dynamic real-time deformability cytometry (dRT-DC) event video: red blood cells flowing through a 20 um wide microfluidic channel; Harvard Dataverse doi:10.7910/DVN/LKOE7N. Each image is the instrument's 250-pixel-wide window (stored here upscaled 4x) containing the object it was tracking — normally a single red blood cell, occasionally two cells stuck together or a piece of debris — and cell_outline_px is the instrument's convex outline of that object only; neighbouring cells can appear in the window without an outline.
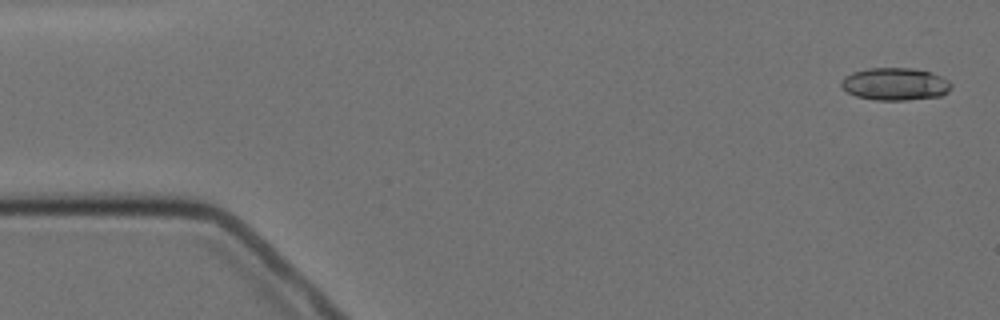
{"species": "Egyptian fruit bat (a non-hibernating species)", "species_latin": "Rousettus aegyptiacus", "temperature_condition": "cold", "stored_images_in_passage": 4, "camera_frame_rate_fps": 3000, "um_per_image_px": 0.085, "animal": {"sex": "female"}, "frame": {"image": 1, "passage_image": 1, "time_ms": 0.0, "image_size_px": [1000, 320], "cell_outline_px": [[952, 88], [948, 92], [940, 96], [908, 100], [876, 100], [856, 96], [848, 92], [840, 84], [840, 80], [844, 76], [852, 72], [868, 68], [912, 68], [932, 72], [948, 80], [952, 84]], "centroid_in_image_um": [76.09, 7.14], "position_along_channel_um": 8.9, "area_um2": 20.98}}
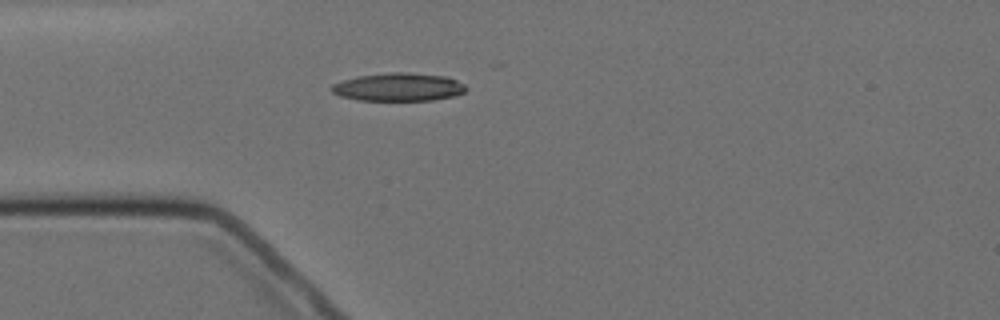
{"frame": {"image": 2, "passage_image": 4, "time_ms": 4.333, "image_size_px": [1000, 320], "cell_outline_px": [[468, 88], [464, 92], [456, 96], [432, 100], [360, 100], [340, 96], [332, 92], [332, 84], [356, 76], [388, 72], [408, 72], [448, 76], [464, 84]], "centroid_in_image_um": [33.91, 7.39], "position_along_channel_um": 51.1, "area_um2": 22.14}}